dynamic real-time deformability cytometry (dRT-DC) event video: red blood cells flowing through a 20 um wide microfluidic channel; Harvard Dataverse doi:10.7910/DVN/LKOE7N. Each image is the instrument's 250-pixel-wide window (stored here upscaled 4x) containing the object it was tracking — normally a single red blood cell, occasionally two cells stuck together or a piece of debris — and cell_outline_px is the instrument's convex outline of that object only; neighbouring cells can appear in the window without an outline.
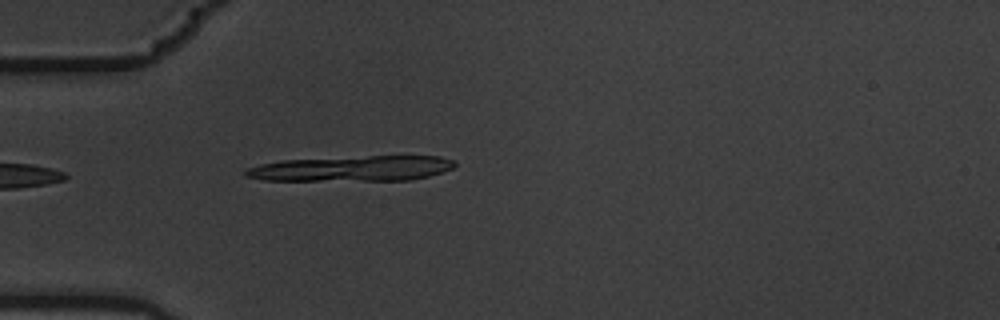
{"species": "common noctule bat (a hibernating species)", "species_latin": "Nyctalus noctula", "temperature_condition": "warm", "stored_images_in_passage": 5, "camera_frame_rate_fps": 3000, "um_per_image_px": 0.085, "animal": {"sex": "male", "body_mass_g": 19.5, "forearm_length_mm": 54.6}, "frame": {"image": 1, "passage_image": 5, "time_ms": 1.333, "image_size_px": [1000, 320], "cell_outline_px": [[456, 164], [452, 168], [428, 176], [412, 180], [264, 180], [244, 176], [244, 172], [248, 168], [260, 164], [280, 160], [368, 156], [440, 156], [456, 160]], "centroid_in_image_um": [29.93, 14.32], "position_along_channel_um": 55.1, "area_um2": 30.81}}